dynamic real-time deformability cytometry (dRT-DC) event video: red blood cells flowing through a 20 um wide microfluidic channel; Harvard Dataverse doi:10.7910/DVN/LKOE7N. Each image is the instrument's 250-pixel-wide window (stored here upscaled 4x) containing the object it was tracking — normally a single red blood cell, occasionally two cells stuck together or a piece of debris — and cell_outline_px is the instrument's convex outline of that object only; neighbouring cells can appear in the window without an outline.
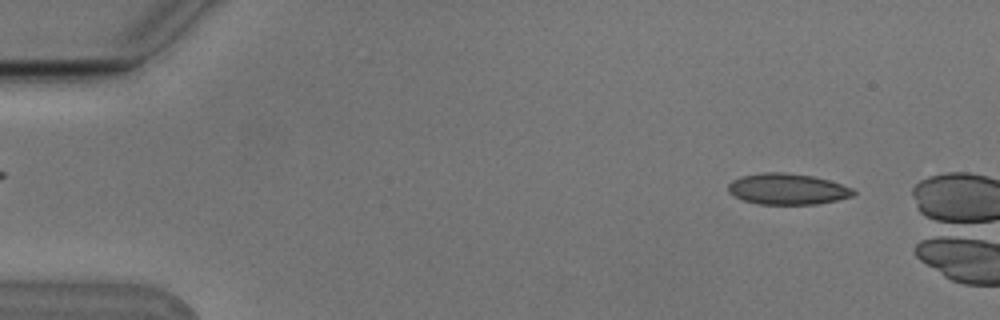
{"species": "Egyptian fruit bat (a non-hibernating species)", "species_latin": "Rousettus aegyptiacus", "temperature_condition": "cold", "stored_images_in_passage": 3, "camera_frame_rate_fps": 3000, "um_per_image_px": 0.085, "animal": {"sex": "male"}, "frame": {"image": 1, "passage_image": 1, "time_ms": 0.0, "image_size_px": [1000, 320], "cell_outline_px": [[856, 192], [852, 196], [836, 200], [816, 204], [760, 204], [744, 200], [728, 192], [728, 184], [732, 180], [740, 176], [764, 172], [784, 172], [812, 176], [828, 180], [852, 188]], "centroid_in_image_um": [66.91, 16.06], "position_along_channel_um": 18.1, "area_um2": 22.48}}